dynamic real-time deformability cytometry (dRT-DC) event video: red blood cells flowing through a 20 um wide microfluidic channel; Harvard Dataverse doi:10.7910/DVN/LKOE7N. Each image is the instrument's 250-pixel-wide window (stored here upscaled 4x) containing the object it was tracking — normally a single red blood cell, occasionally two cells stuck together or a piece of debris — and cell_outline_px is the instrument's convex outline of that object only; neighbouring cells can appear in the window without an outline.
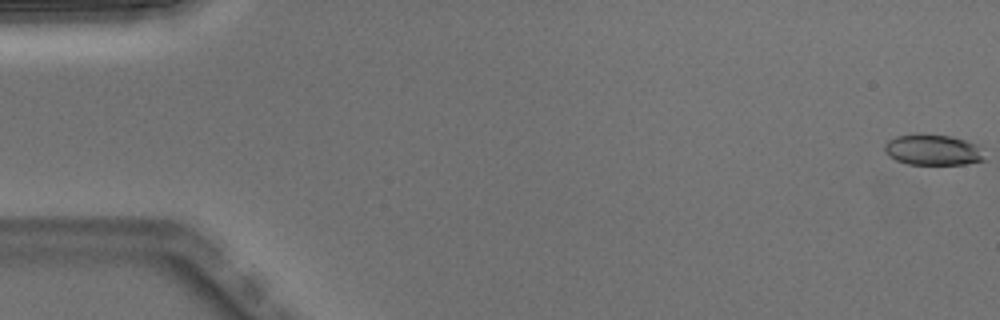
{"species": "Egyptian fruit bat (a non-hibernating species)", "species_latin": "Rousettus aegyptiacus", "temperature_condition": "warm", "stored_images_in_passage": 5, "camera_frame_rate_fps": 3000, "um_per_image_px": 0.085, "animal": {"sex": "male"}, "frame": {"image": 1, "passage_image": 1, "time_ms": 0.0, "image_size_px": [1000, 320], "cell_outline_px": [[984, 160], [964, 164], [908, 164], [896, 160], [888, 156], [884, 152], [884, 144], [888, 140], [896, 136], [916, 132], [920, 132], [952, 136], [976, 144]], "centroid_in_image_um": [79.19, 12.71], "position_along_channel_um": 5.8, "area_um2": 18.09}}
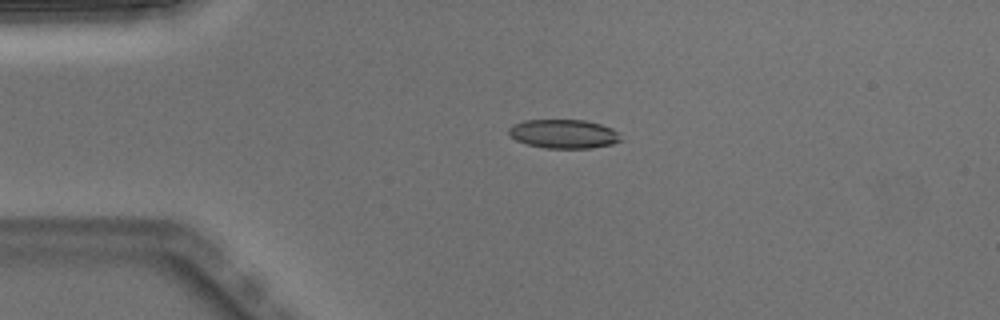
{"frame": {"image": 2, "passage_image": 4, "time_ms": 1.0, "image_size_px": [1000, 320], "cell_outline_px": [[624, 140], [612, 144], [592, 148], [544, 148], [528, 144], [516, 140], [508, 136], [508, 128], [512, 124], [524, 120], [584, 120], [600, 124], [612, 128]], "centroid_in_image_um": [47.89, 11.38], "position_along_channel_um": 37.1, "area_um2": 19.02}}